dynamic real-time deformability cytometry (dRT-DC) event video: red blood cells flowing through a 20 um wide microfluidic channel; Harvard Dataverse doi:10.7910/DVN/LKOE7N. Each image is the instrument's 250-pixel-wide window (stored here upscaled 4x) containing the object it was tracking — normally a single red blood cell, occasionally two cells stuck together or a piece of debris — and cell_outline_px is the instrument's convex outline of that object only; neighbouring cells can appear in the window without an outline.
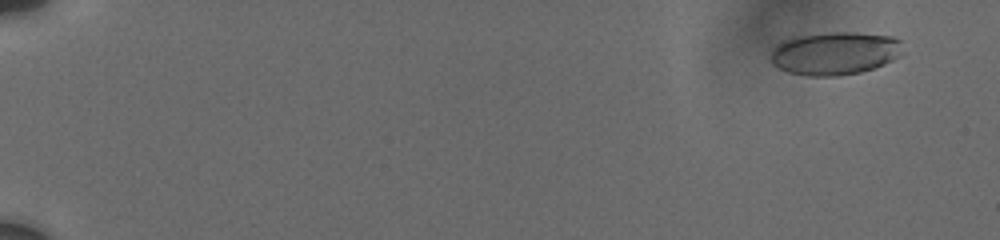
{"species": "human", "species_latin": "Homo sapiens", "temperature_condition": "cold", "stored_images_in_passage": 58, "camera_frame_rate_fps": 3000, "um_per_image_px": 0.085, "donor": {"sex": "male"}, "frame": {"image": 1, "passage_image": 5, "time_ms": 1.333, "image_size_px": [1000, 240], "cell_outline_px": [[904, 52], [900, 56], [884, 64], [860, 72], [840, 76], [808, 76], [788, 72], [772, 64], [772, 52], [780, 44], [788, 40], [800, 36], [828, 32], [856, 32], [892, 36], [900, 40]], "centroid_in_image_um": [71.04, 4.53], "position_along_channel_um": 14.0, "area_um2": 32.89}}
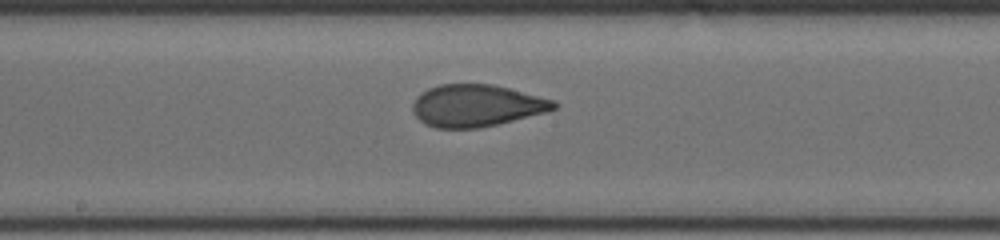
{"frame": {"image": 2, "passage_image": 34, "time_ms": 11.333, "image_size_px": [1000, 240], "cell_outline_px": [[556, 108], [548, 112], [496, 124], [476, 128], [436, 128], [424, 124], [416, 116], [412, 108], [412, 104], [416, 96], [428, 88], [440, 84], [492, 84], [556, 100]], "centroid_in_image_um": [40.49, 8.97], "position_along_channel_um": 207.7, "area_um2": 34.56}}
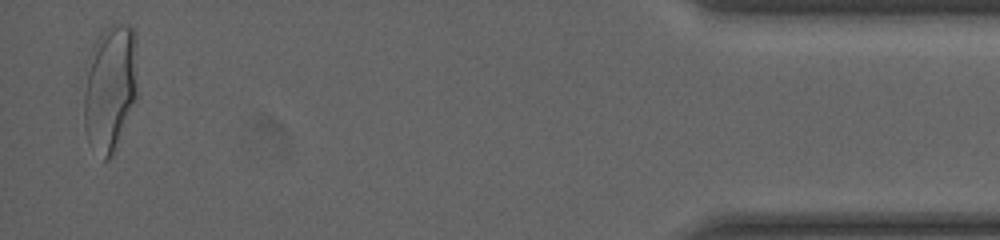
{"frame": {"image": 3, "passage_image": 58, "time_ms": 19.0, "image_size_px": [1000, 240], "cell_outline_px": [[136, 96], [112, 152], [108, 160], [104, 160], [88, 140], [84, 128], [84, 92], [92, 48], [96, 40], [104, 28], [112, 24], [128, 24], [132, 28], [136, 36]], "centroid_in_image_um": [9.35, 7.38], "position_along_channel_um": 425.9, "area_um2": 38.61}, "authors_computed_cell_mechanics": {"area_um2": 34.2176, "velocity_mm_per_s": 3.736, "shape_relaxation_time_tau1_ms": 4.0074, "shape_relaxation_time_tau2_ms": null, "deformation_change_tau1": 0.1463, "deformation_change_tau2": null}}